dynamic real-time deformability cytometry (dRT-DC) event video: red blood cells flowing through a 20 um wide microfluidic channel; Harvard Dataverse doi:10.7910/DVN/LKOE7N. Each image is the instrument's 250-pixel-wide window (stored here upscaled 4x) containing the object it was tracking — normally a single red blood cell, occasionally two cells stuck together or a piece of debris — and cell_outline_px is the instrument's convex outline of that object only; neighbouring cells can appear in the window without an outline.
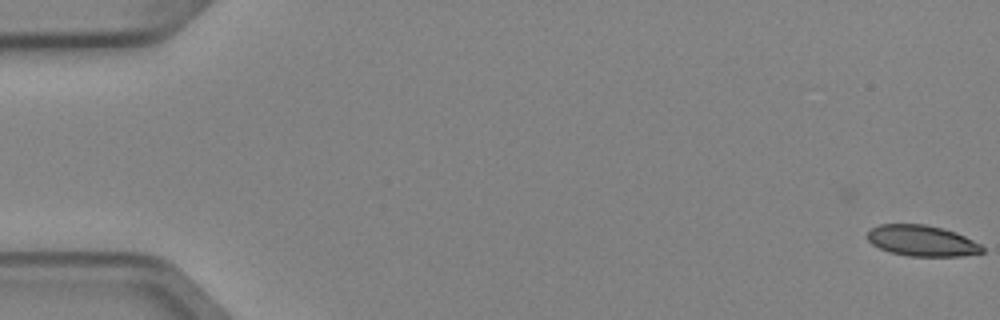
{"species": "Egyptian fruit bat (a non-hibernating species)", "species_latin": "Rousettus aegyptiacus", "temperature_condition": "cold", "stored_images_in_passage": 5, "camera_frame_rate_fps": 3000, "um_per_image_px": 0.085, "animal": {"sex": "female"}, "frame": {"image": 1, "passage_image": 1, "time_ms": 0.0, "image_size_px": [1000, 320], "cell_outline_px": [[984, 252], [960, 256], [908, 256], [888, 252], [872, 244], [868, 240], [868, 232], [872, 228], [880, 224], [924, 224], [956, 232], [980, 244], [984, 248]], "centroid_in_image_um": [78.36, 20.47], "position_along_channel_um": 6.6, "area_um2": 20.58}}
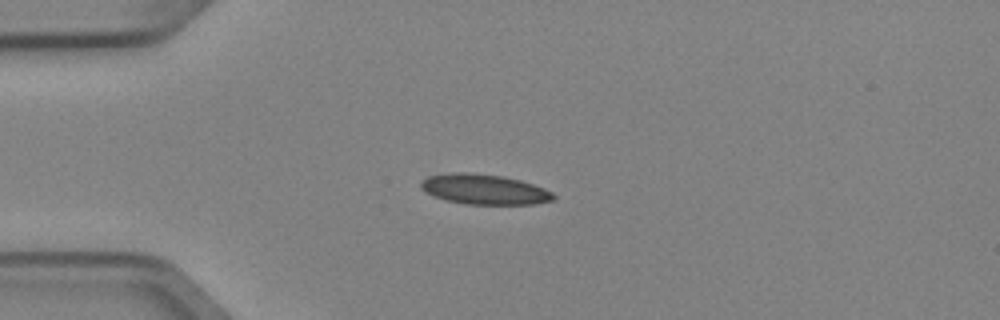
{"frame": {"image": 2, "passage_image": 4, "time_ms": 1.0, "image_size_px": [1000, 320], "cell_outline_px": [[556, 200], [532, 204], [468, 204], [448, 200], [432, 196], [424, 192], [420, 188], [420, 184], [428, 176], [452, 172], [464, 172], [504, 176], [520, 180], [544, 188], [552, 192], [556, 196]], "centroid_in_image_um": [41.17, 16.09], "position_along_channel_um": 43.8, "area_um2": 23.29}}
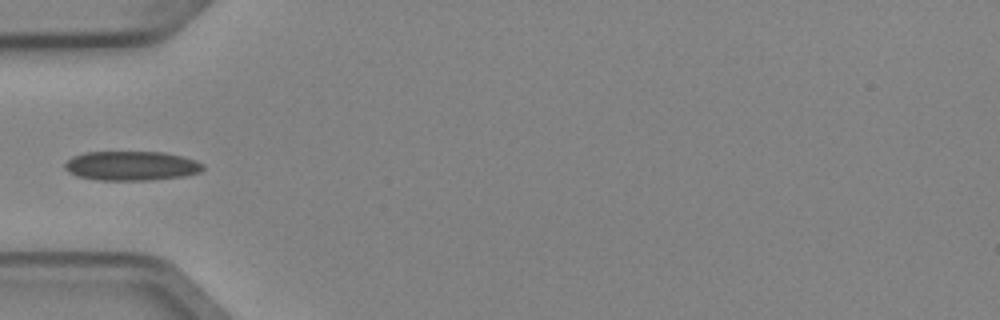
{"frame": {"image": 3, "passage_image": 5, "time_ms": 1.333, "image_size_px": [1000, 320], "cell_outline_px": [[204, 168], [200, 172], [188, 176], [152, 180], [96, 180], [76, 176], [68, 172], [64, 168], [64, 164], [72, 156], [84, 152], [164, 152], [196, 160], [204, 164]], "centroid_in_image_um": [11.17, 14.1], "position_along_channel_um": 73.8, "area_um2": 23.93}}